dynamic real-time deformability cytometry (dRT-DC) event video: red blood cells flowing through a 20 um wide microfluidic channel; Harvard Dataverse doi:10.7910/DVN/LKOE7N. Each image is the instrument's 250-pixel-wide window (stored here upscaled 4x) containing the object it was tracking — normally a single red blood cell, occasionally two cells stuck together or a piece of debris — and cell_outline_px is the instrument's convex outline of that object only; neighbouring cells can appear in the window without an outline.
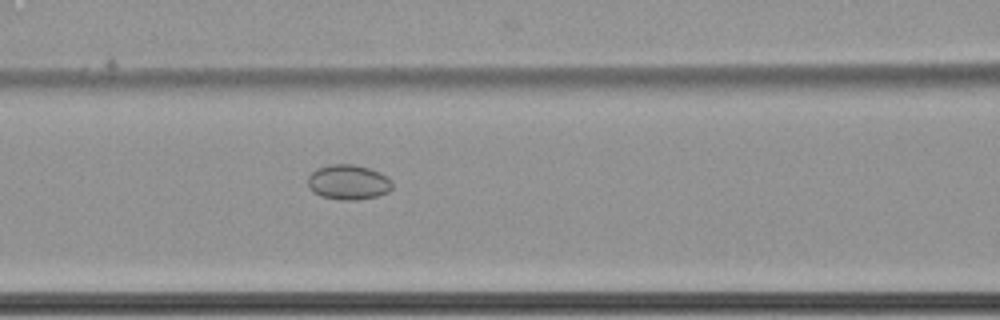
{"species": "common noctule bat (a hibernating species)", "species_latin": "Nyctalus noctula", "temperature_condition": "cold", "stored_images_in_passage": 31, "camera_frame_rate_fps": 3000, "um_per_image_px": 0.085, "animal": {"sex": "female", "body_mass_g": 22.7, "forearm_length_mm": 54.2}, "frame": {"image": 1, "passage_image": 19, "time_ms": 6.0, "image_size_px": [1000, 320], "cell_outline_px": [[392, 188], [388, 192], [376, 196], [356, 200], [340, 200], [320, 196], [312, 192], [308, 188], [308, 176], [316, 168], [332, 164], [352, 164], [368, 168], [380, 172], [392, 180]], "centroid_in_image_um": [29.59, 15.49], "position_along_channel_um": 137.0, "area_um2": 17.34}}
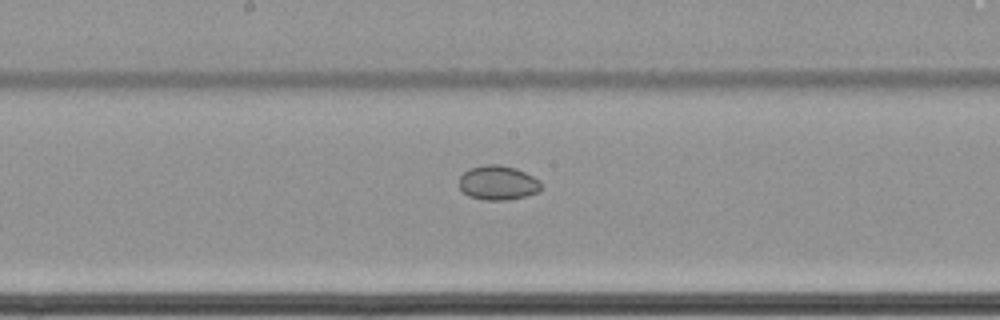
{"frame": {"image": 2, "passage_image": 25, "time_ms": 8.0, "image_size_px": [1000, 320], "cell_outline_px": [[540, 188], [536, 192], [524, 196], [508, 200], [484, 200], [468, 196], [456, 184], [460, 176], [468, 168], [484, 164], [500, 164], [516, 168], [540, 180]], "centroid_in_image_um": [42.26, 15.52], "position_along_channel_um": 205.9, "area_um2": 16.59}}
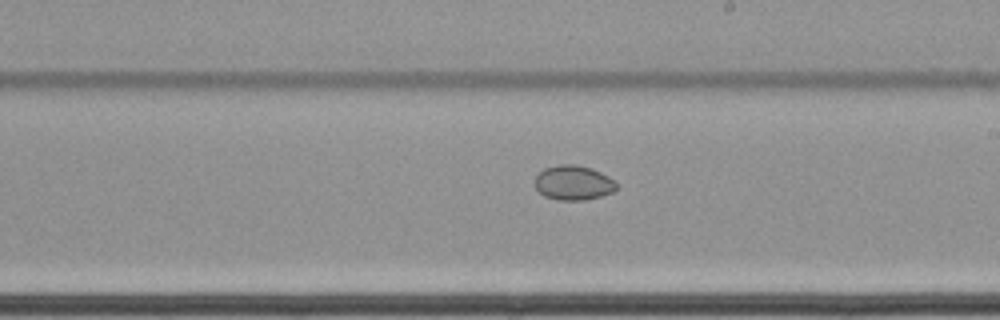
{"frame": {"image": 3, "passage_image": 28, "time_ms": 9.0, "image_size_px": [1000, 320], "cell_outline_px": [[616, 188], [612, 192], [600, 196], [584, 200], [556, 200], [544, 196], [532, 184], [536, 176], [544, 168], [560, 164], [576, 164], [592, 168], [616, 180]], "centroid_in_image_um": [48.71, 15.53], "position_along_channel_um": 240.3, "area_um2": 16.65}}